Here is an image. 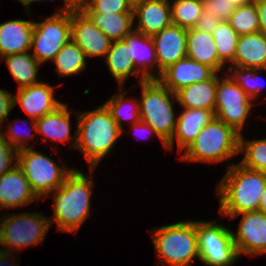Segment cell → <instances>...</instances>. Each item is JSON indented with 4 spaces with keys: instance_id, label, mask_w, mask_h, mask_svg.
Instances as JSON below:
<instances>
[{
    "instance_id": "1",
    "label": "cell",
    "mask_w": 266,
    "mask_h": 266,
    "mask_svg": "<svg viewBox=\"0 0 266 266\" xmlns=\"http://www.w3.org/2000/svg\"><path fill=\"white\" fill-rule=\"evenodd\" d=\"M216 187L220 196L219 212L226 214L225 217L257 211L266 187V173L232 163Z\"/></svg>"
},
{
    "instance_id": "2",
    "label": "cell",
    "mask_w": 266,
    "mask_h": 266,
    "mask_svg": "<svg viewBox=\"0 0 266 266\" xmlns=\"http://www.w3.org/2000/svg\"><path fill=\"white\" fill-rule=\"evenodd\" d=\"M76 117L78 125L75 149H79L85 156L92 174L100 160L114 147L123 131L117 126L105 105L89 112H77Z\"/></svg>"
},
{
    "instance_id": "3",
    "label": "cell",
    "mask_w": 266,
    "mask_h": 266,
    "mask_svg": "<svg viewBox=\"0 0 266 266\" xmlns=\"http://www.w3.org/2000/svg\"><path fill=\"white\" fill-rule=\"evenodd\" d=\"M83 172L74 169L57 188L53 196L55 216L49 218L52 226L56 222L59 231L75 232L79 230L90 215V197L92 184Z\"/></svg>"
},
{
    "instance_id": "4",
    "label": "cell",
    "mask_w": 266,
    "mask_h": 266,
    "mask_svg": "<svg viewBox=\"0 0 266 266\" xmlns=\"http://www.w3.org/2000/svg\"><path fill=\"white\" fill-rule=\"evenodd\" d=\"M140 84V119L154 129L156 136L167 149L166 144L173 138L177 122L172 104V101L177 100L176 94L158 79H145Z\"/></svg>"
},
{
    "instance_id": "5",
    "label": "cell",
    "mask_w": 266,
    "mask_h": 266,
    "mask_svg": "<svg viewBox=\"0 0 266 266\" xmlns=\"http://www.w3.org/2000/svg\"><path fill=\"white\" fill-rule=\"evenodd\" d=\"M152 237L160 265L189 266L194 258H199L196 221L154 228Z\"/></svg>"
},
{
    "instance_id": "6",
    "label": "cell",
    "mask_w": 266,
    "mask_h": 266,
    "mask_svg": "<svg viewBox=\"0 0 266 266\" xmlns=\"http://www.w3.org/2000/svg\"><path fill=\"white\" fill-rule=\"evenodd\" d=\"M239 133L214 117L181 155L182 160L219 163L239 153Z\"/></svg>"
},
{
    "instance_id": "7",
    "label": "cell",
    "mask_w": 266,
    "mask_h": 266,
    "mask_svg": "<svg viewBox=\"0 0 266 266\" xmlns=\"http://www.w3.org/2000/svg\"><path fill=\"white\" fill-rule=\"evenodd\" d=\"M17 165L22 169L32 191L38 198L48 196L59 188L74 170L59 166L48 156L32 148L18 151ZM66 167V168H65Z\"/></svg>"
},
{
    "instance_id": "8",
    "label": "cell",
    "mask_w": 266,
    "mask_h": 266,
    "mask_svg": "<svg viewBox=\"0 0 266 266\" xmlns=\"http://www.w3.org/2000/svg\"><path fill=\"white\" fill-rule=\"evenodd\" d=\"M0 221V245L12 249H0L6 252L39 245L51 228L49 217L35 213H14L3 217ZM14 248V249H13Z\"/></svg>"
},
{
    "instance_id": "9",
    "label": "cell",
    "mask_w": 266,
    "mask_h": 266,
    "mask_svg": "<svg viewBox=\"0 0 266 266\" xmlns=\"http://www.w3.org/2000/svg\"><path fill=\"white\" fill-rule=\"evenodd\" d=\"M199 260L208 266H232L239 258L232 231L216 221H196Z\"/></svg>"
},
{
    "instance_id": "10",
    "label": "cell",
    "mask_w": 266,
    "mask_h": 266,
    "mask_svg": "<svg viewBox=\"0 0 266 266\" xmlns=\"http://www.w3.org/2000/svg\"><path fill=\"white\" fill-rule=\"evenodd\" d=\"M71 40V8H61L46 20L34 22L31 41L32 55L38 62L53 60L62 47Z\"/></svg>"
},
{
    "instance_id": "11",
    "label": "cell",
    "mask_w": 266,
    "mask_h": 266,
    "mask_svg": "<svg viewBox=\"0 0 266 266\" xmlns=\"http://www.w3.org/2000/svg\"><path fill=\"white\" fill-rule=\"evenodd\" d=\"M252 99L236 84L230 74L219 79L217 73L215 117L241 134L252 110Z\"/></svg>"
},
{
    "instance_id": "12",
    "label": "cell",
    "mask_w": 266,
    "mask_h": 266,
    "mask_svg": "<svg viewBox=\"0 0 266 266\" xmlns=\"http://www.w3.org/2000/svg\"><path fill=\"white\" fill-rule=\"evenodd\" d=\"M242 215L238 232L232 231L239 257L241 254L250 256L266 253V214L260 210L249 211L232 216L234 219Z\"/></svg>"
},
{
    "instance_id": "13",
    "label": "cell",
    "mask_w": 266,
    "mask_h": 266,
    "mask_svg": "<svg viewBox=\"0 0 266 266\" xmlns=\"http://www.w3.org/2000/svg\"><path fill=\"white\" fill-rule=\"evenodd\" d=\"M71 40L83 50L86 57L104 58L112 42L80 8H71Z\"/></svg>"
},
{
    "instance_id": "14",
    "label": "cell",
    "mask_w": 266,
    "mask_h": 266,
    "mask_svg": "<svg viewBox=\"0 0 266 266\" xmlns=\"http://www.w3.org/2000/svg\"><path fill=\"white\" fill-rule=\"evenodd\" d=\"M152 40L157 57L158 79L168 67L186 57L187 29L172 24L154 34Z\"/></svg>"
},
{
    "instance_id": "15",
    "label": "cell",
    "mask_w": 266,
    "mask_h": 266,
    "mask_svg": "<svg viewBox=\"0 0 266 266\" xmlns=\"http://www.w3.org/2000/svg\"><path fill=\"white\" fill-rule=\"evenodd\" d=\"M14 95V106L20 104L22 109L31 117L34 130L36 120L53 112L63 103L54 97V87L48 83L39 82L32 86L18 89Z\"/></svg>"
},
{
    "instance_id": "16",
    "label": "cell",
    "mask_w": 266,
    "mask_h": 266,
    "mask_svg": "<svg viewBox=\"0 0 266 266\" xmlns=\"http://www.w3.org/2000/svg\"><path fill=\"white\" fill-rule=\"evenodd\" d=\"M217 72L206 65L184 57L162 72L158 80L176 93L193 83L211 79Z\"/></svg>"
},
{
    "instance_id": "17",
    "label": "cell",
    "mask_w": 266,
    "mask_h": 266,
    "mask_svg": "<svg viewBox=\"0 0 266 266\" xmlns=\"http://www.w3.org/2000/svg\"><path fill=\"white\" fill-rule=\"evenodd\" d=\"M171 2L169 0H141L133 4L134 18L138 24L135 31L153 36L172 25Z\"/></svg>"
},
{
    "instance_id": "18",
    "label": "cell",
    "mask_w": 266,
    "mask_h": 266,
    "mask_svg": "<svg viewBox=\"0 0 266 266\" xmlns=\"http://www.w3.org/2000/svg\"><path fill=\"white\" fill-rule=\"evenodd\" d=\"M38 197L32 191L22 169L16 165L0 176V208L26 206Z\"/></svg>"
},
{
    "instance_id": "19",
    "label": "cell",
    "mask_w": 266,
    "mask_h": 266,
    "mask_svg": "<svg viewBox=\"0 0 266 266\" xmlns=\"http://www.w3.org/2000/svg\"><path fill=\"white\" fill-rule=\"evenodd\" d=\"M177 116L176 128L173 138L166 144L167 149L174 146L176 136L179 152L186 150L194 141L201 129L206 126L214 117L215 113L206 109L183 108Z\"/></svg>"
},
{
    "instance_id": "20",
    "label": "cell",
    "mask_w": 266,
    "mask_h": 266,
    "mask_svg": "<svg viewBox=\"0 0 266 266\" xmlns=\"http://www.w3.org/2000/svg\"><path fill=\"white\" fill-rule=\"evenodd\" d=\"M34 21L9 20L0 24V58L31 50Z\"/></svg>"
},
{
    "instance_id": "21",
    "label": "cell",
    "mask_w": 266,
    "mask_h": 266,
    "mask_svg": "<svg viewBox=\"0 0 266 266\" xmlns=\"http://www.w3.org/2000/svg\"><path fill=\"white\" fill-rule=\"evenodd\" d=\"M235 67L266 70V36L261 32L240 35L234 59L230 63Z\"/></svg>"
},
{
    "instance_id": "22",
    "label": "cell",
    "mask_w": 266,
    "mask_h": 266,
    "mask_svg": "<svg viewBox=\"0 0 266 266\" xmlns=\"http://www.w3.org/2000/svg\"><path fill=\"white\" fill-rule=\"evenodd\" d=\"M123 40L130 46V53L136 69L146 79H156L155 72L150 71L156 65L157 69L155 71L158 73L157 57L152 36L133 30Z\"/></svg>"
},
{
    "instance_id": "23",
    "label": "cell",
    "mask_w": 266,
    "mask_h": 266,
    "mask_svg": "<svg viewBox=\"0 0 266 266\" xmlns=\"http://www.w3.org/2000/svg\"><path fill=\"white\" fill-rule=\"evenodd\" d=\"M70 116L71 113L67 105L63 103L53 112L36 120V132L43 134L45 137L42 138L45 141H47V138L64 143L70 140L71 143L73 142L70 146L72 145V148H75L77 143V131L74 136L71 137Z\"/></svg>"
},
{
    "instance_id": "24",
    "label": "cell",
    "mask_w": 266,
    "mask_h": 266,
    "mask_svg": "<svg viewBox=\"0 0 266 266\" xmlns=\"http://www.w3.org/2000/svg\"><path fill=\"white\" fill-rule=\"evenodd\" d=\"M186 56L203 65L213 68L217 73L225 64L219 59L212 34L196 28L187 29Z\"/></svg>"
},
{
    "instance_id": "25",
    "label": "cell",
    "mask_w": 266,
    "mask_h": 266,
    "mask_svg": "<svg viewBox=\"0 0 266 266\" xmlns=\"http://www.w3.org/2000/svg\"><path fill=\"white\" fill-rule=\"evenodd\" d=\"M217 73L205 81L193 83L177 91L176 98L183 108L215 111Z\"/></svg>"
},
{
    "instance_id": "26",
    "label": "cell",
    "mask_w": 266,
    "mask_h": 266,
    "mask_svg": "<svg viewBox=\"0 0 266 266\" xmlns=\"http://www.w3.org/2000/svg\"><path fill=\"white\" fill-rule=\"evenodd\" d=\"M105 62L110 74L119 83V87L123 88L125 80L131 74L139 75L140 82L146 79L137 69H134L135 65L130 53V46L124 40L111 42Z\"/></svg>"
},
{
    "instance_id": "27",
    "label": "cell",
    "mask_w": 266,
    "mask_h": 266,
    "mask_svg": "<svg viewBox=\"0 0 266 266\" xmlns=\"http://www.w3.org/2000/svg\"><path fill=\"white\" fill-rule=\"evenodd\" d=\"M112 42L123 40L131 33L134 23V13L84 12Z\"/></svg>"
},
{
    "instance_id": "28",
    "label": "cell",
    "mask_w": 266,
    "mask_h": 266,
    "mask_svg": "<svg viewBox=\"0 0 266 266\" xmlns=\"http://www.w3.org/2000/svg\"><path fill=\"white\" fill-rule=\"evenodd\" d=\"M3 58L6 60L12 77L19 83L18 89L40 82L36 78L40 63L31 53L11 54Z\"/></svg>"
},
{
    "instance_id": "29",
    "label": "cell",
    "mask_w": 266,
    "mask_h": 266,
    "mask_svg": "<svg viewBox=\"0 0 266 266\" xmlns=\"http://www.w3.org/2000/svg\"><path fill=\"white\" fill-rule=\"evenodd\" d=\"M52 62L55 63V70L59 76L77 75L85 70L86 55L76 43L70 40L57 53Z\"/></svg>"
},
{
    "instance_id": "30",
    "label": "cell",
    "mask_w": 266,
    "mask_h": 266,
    "mask_svg": "<svg viewBox=\"0 0 266 266\" xmlns=\"http://www.w3.org/2000/svg\"><path fill=\"white\" fill-rule=\"evenodd\" d=\"M227 22L239 36L259 32V16L255 1L236 7Z\"/></svg>"
},
{
    "instance_id": "31",
    "label": "cell",
    "mask_w": 266,
    "mask_h": 266,
    "mask_svg": "<svg viewBox=\"0 0 266 266\" xmlns=\"http://www.w3.org/2000/svg\"><path fill=\"white\" fill-rule=\"evenodd\" d=\"M212 37L219 59L223 63H231L234 59L239 35L227 21H221L213 31Z\"/></svg>"
},
{
    "instance_id": "32",
    "label": "cell",
    "mask_w": 266,
    "mask_h": 266,
    "mask_svg": "<svg viewBox=\"0 0 266 266\" xmlns=\"http://www.w3.org/2000/svg\"><path fill=\"white\" fill-rule=\"evenodd\" d=\"M170 4L173 25L194 28L202 13V0H174Z\"/></svg>"
},
{
    "instance_id": "33",
    "label": "cell",
    "mask_w": 266,
    "mask_h": 266,
    "mask_svg": "<svg viewBox=\"0 0 266 266\" xmlns=\"http://www.w3.org/2000/svg\"><path fill=\"white\" fill-rule=\"evenodd\" d=\"M246 142L243 135L240 134L239 153L245 152L240 164L246 168L266 173V138Z\"/></svg>"
},
{
    "instance_id": "34",
    "label": "cell",
    "mask_w": 266,
    "mask_h": 266,
    "mask_svg": "<svg viewBox=\"0 0 266 266\" xmlns=\"http://www.w3.org/2000/svg\"><path fill=\"white\" fill-rule=\"evenodd\" d=\"M119 93L114 94L104 105L110 111L112 118L116 121L117 126L124 132L122 128L123 119H127L129 123L134 124L140 121V109H139V101L132 98V102H130L129 109L127 106L124 107L125 102V93H123L122 87H119ZM132 103V104H131ZM127 107V111L125 108ZM124 108V109H123Z\"/></svg>"
},
{
    "instance_id": "35",
    "label": "cell",
    "mask_w": 266,
    "mask_h": 266,
    "mask_svg": "<svg viewBox=\"0 0 266 266\" xmlns=\"http://www.w3.org/2000/svg\"><path fill=\"white\" fill-rule=\"evenodd\" d=\"M229 70L233 71L230 76L232 80L238 84L252 100L257 98L258 93L261 92L264 87L260 84L261 81H259L260 79L257 74L258 69L230 66Z\"/></svg>"
},
{
    "instance_id": "36",
    "label": "cell",
    "mask_w": 266,
    "mask_h": 266,
    "mask_svg": "<svg viewBox=\"0 0 266 266\" xmlns=\"http://www.w3.org/2000/svg\"><path fill=\"white\" fill-rule=\"evenodd\" d=\"M83 12L133 13L130 0H87L79 7Z\"/></svg>"
},
{
    "instance_id": "37",
    "label": "cell",
    "mask_w": 266,
    "mask_h": 266,
    "mask_svg": "<svg viewBox=\"0 0 266 266\" xmlns=\"http://www.w3.org/2000/svg\"><path fill=\"white\" fill-rule=\"evenodd\" d=\"M235 8L229 0H202V12L221 21H228Z\"/></svg>"
},
{
    "instance_id": "38",
    "label": "cell",
    "mask_w": 266,
    "mask_h": 266,
    "mask_svg": "<svg viewBox=\"0 0 266 266\" xmlns=\"http://www.w3.org/2000/svg\"><path fill=\"white\" fill-rule=\"evenodd\" d=\"M2 133L0 131V176L12 170L17 165L18 160V151L3 138ZM14 160L15 164L13 165Z\"/></svg>"
},
{
    "instance_id": "39",
    "label": "cell",
    "mask_w": 266,
    "mask_h": 266,
    "mask_svg": "<svg viewBox=\"0 0 266 266\" xmlns=\"http://www.w3.org/2000/svg\"><path fill=\"white\" fill-rule=\"evenodd\" d=\"M14 126L16 125V120L14 122ZM31 129V128H29ZM7 134H2L3 138L17 151L22 150V149H27L29 148L27 143H29L27 139L31 136V134H22L17 129L15 130V127L12 125L8 126ZM27 135V136H26ZM27 137V138H26Z\"/></svg>"
},
{
    "instance_id": "40",
    "label": "cell",
    "mask_w": 266,
    "mask_h": 266,
    "mask_svg": "<svg viewBox=\"0 0 266 266\" xmlns=\"http://www.w3.org/2000/svg\"><path fill=\"white\" fill-rule=\"evenodd\" d=\"M14 95L0 89V127L8 118L9 112L14 108ZM2 130V129H0Z\"/></svg>"
},
{
    "instance_id": "41",
    "label": "cell",
    "mask_w": 266,
    "mask_h": 266,
    "mask_svg": "<svg viewBox=\"0 0 266 266\" xmlns=\"http://www.w3.org/2000/svg\"><path fill=\"white\" fill-rule=\"evenodd\" d=\"M220 22H221V20L216 19L213 16L212 17L208 16L202 12L201 16L198 19V22L194 28H196L200 31L212 34Z\"/></svg>"
},
{
    "instance_id": "42",
    "label": "cell",
    "mask_w": 266,
    "mask_h": 266,
    "mask_svg": "<svg viewBox=\"0 0 266 266\" xmlns=\"http://www.w3.org/2000/svg\"><path fill=\"white\" fill-rule=\"evenodd\" d=\"M259 16V32L266 36V0H254Z\"/></svg>"
},
{
    "instance_id": "43",
    "label": "cell",
    "mask_w": 266,
    "mask_h": 266,
    "mask_svg": "<svg viewBox=\"0 0 266 266\" xmlns=\"http://www.w3.org/2000/svg\"><path fill=\"white\" fill-rule=\"evenodd\" d=\"M132 127H134L133 128L134 133L137 130V132L140 131V132H144V133H146V132L149 133V134H147L148 136L152 135L153 133L156 134V132L154 131V129L152 127H150L147 123H145L141 120L138 121L137 123L132 124Z\"/></svg>"
},
{
    "instance_id": "44",
    "label": "cell",
    "mask_w": 266,
    "mask_h": 266,
    "mask_svg": "<svg viewBox=\"0 0 266 266\" xmlns=\"http://www.w3.org/2000/svg\"><path fill=\"white\" fill-rule=\"evenodd\" d=\"M10 255H12L11 252L0 250V266H13L10 262V259H11ZM14 266H19V265L17 263V264H14Z\"/></svg>"
},
{
    "instance_id": "45",
    "label": "cell",
    "mask_w": 266,
    "mask_h": 266,
    "mask_svg": "<svg viewBox=\"0 0 266 266\" xmlns=\"http://www.w3.org/2000/svg\"><path fill=\"white\" fill-rule=\"evenodd\" d=\"M65 5L63 9H70V8H79L83 5L87 0H64Z\"/></svg>"
},
{
    "instance_id": "46",
    "label": "cell",
    "mask_w": 266,
    "mask_h": 266,
    "mask_svg": "<svg viewBox=\"0 0 266 266\" xmlns=\"http://www.w3.org/2000/svg\"><path fill=\"white\" fill-rule=\"evenodd\" d=\"M259 210L266 214V187L261 195Z\"/></svg>"
},
{
    "instance_id": "47",
    "label": "cell",
    "mask_w": 266,
    "mask_h": 266,
    "mask_svg": "<svg viewBox=\"0 0 266 266\" xmlns=\"http://www.w3.org/2000/svg\"><path fill=\"white\" fill-rule=\"evenodd\" d=\"M230 3L234 4V6L239 7L241 5L248 4L254 0H229Z\"/></svg>"
},
{
    "instance_id": "48",
    "label": "cell",
    "mask_w": 266,
    "mask_h": 266,
    "mask_svg": "<svg viewBox=\"0 0 266 266\" xmlns=\"http://www.w3.org/2000/svg\"><path fill=\"white\" fill-rule=\"evenodd\" d=\"M21 2V4H23L24 6H26L25 10H28V13L29 12V6L32 2H36V1H44V0H18ZM46 1V0H45Z\"/></svg>"
},
{
    "instance_id": "49",
    "label": "cell",
    "mask_w": 266,
    "mask_h": 266,
    "mask_svg": "<svg viewBox=\"0 0 266 266\" xmlns=\"http://www.w3.org/2000/svg\"><path fill=\"white\" fill-rule=\"evenodd\" d=\"M133 4L141 0H130Z\"/></svg>"
}]
</instances>
